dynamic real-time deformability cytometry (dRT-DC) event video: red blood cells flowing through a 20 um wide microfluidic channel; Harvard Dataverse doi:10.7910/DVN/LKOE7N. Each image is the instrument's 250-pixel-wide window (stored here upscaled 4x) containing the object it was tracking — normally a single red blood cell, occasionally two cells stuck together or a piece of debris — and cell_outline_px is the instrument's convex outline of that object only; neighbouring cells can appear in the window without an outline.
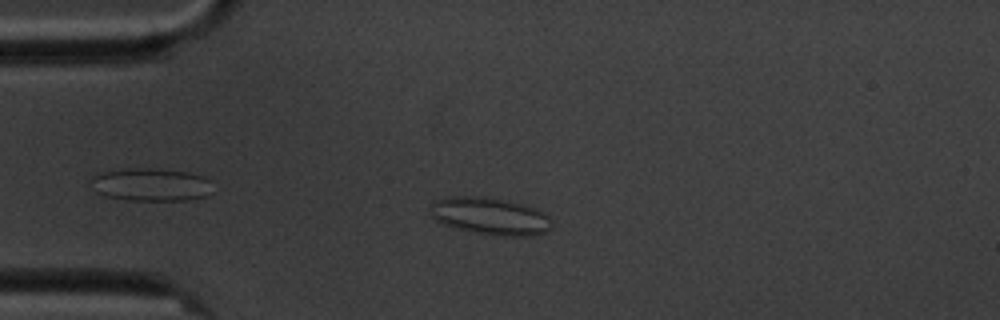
{"species": "common noctule bat (a hibernating species)", "species_latin": "Nyctalus noctula", "temperature_condition": "cold", "stored_images_in_passage": 7, "camera_frame_rate_fps": 3000, "um_per_image_px": 0.085, "animal": {"sex": "male", "body_mass_g": 20.1, "forearm_length_mm": 53.5}, "frame": {"image": 1, "passage_image": 4, "time_ms": 3.333, "image_size_px": [1000, 320], "cell_outline_px": [[552, 228], [544, 232], [532, 236], [512, 236], [476, 232], [456, 228], [444, 224], [436, 220], [428, 212], [432, 204], [436, 200], [444, 196], [484, 196], [520, 204], [536, 208], [544, 212], [552, 220]], "centroid_in_image_um": [41.66, 18.36], "position_along_channel_um": 43.3, "area_um2": 26.3}}
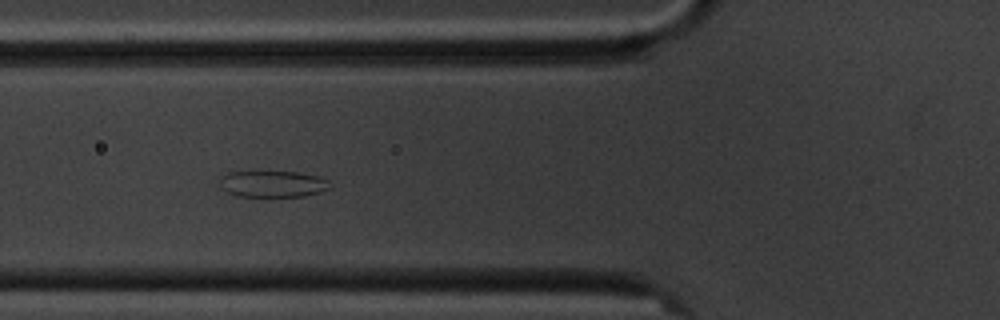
{"frame": {"image": 2, "passage_image": 6, "time_ms": 5.667, "image_size_px": [1000, 320], "cell_outline_px": [[332, 188], [320, 192], [304, 196], [236, 196], [220, 188], [220, 176], [228, 172], [252, 168], [296, 172], [316, 176], [328, 180], [332, 184]], "centroid_in_image_um": [23.12, 15.58], "position_along_channel_um": 102.7, "area_um2": 17.98}}